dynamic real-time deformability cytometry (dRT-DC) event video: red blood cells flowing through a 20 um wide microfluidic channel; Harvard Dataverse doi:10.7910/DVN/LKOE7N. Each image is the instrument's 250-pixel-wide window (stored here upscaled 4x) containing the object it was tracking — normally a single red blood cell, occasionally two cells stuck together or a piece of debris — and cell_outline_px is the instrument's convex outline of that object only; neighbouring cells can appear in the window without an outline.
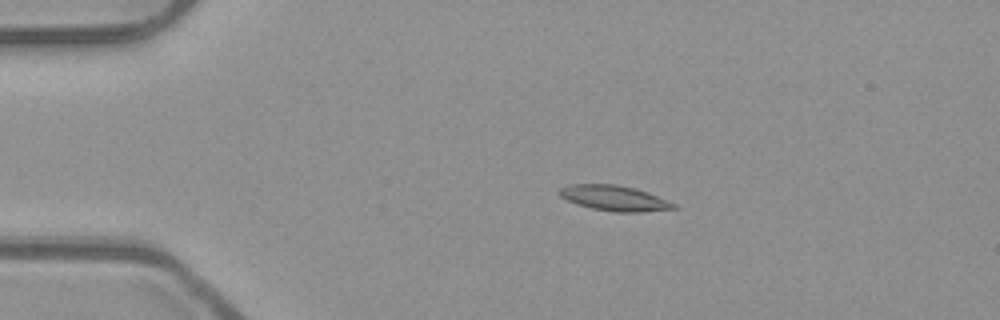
{"species": "common noctule bat (a hibernating species)", "species_latin": "Nyctalus noctula", "temperature_condition": "room temperature", "stored_images_in_passage": 51, "camera_frame_rate_fps": 3000, "um_per_image_px": 0.085, "animal": {"sex": "male", "body_mass_g": 23.1, "forearm_length_mm": 52.7}, "frame": {"image": 1, "passage_image": 9, "time_ms": 2.667, "image_size_px": [1000, 320], "cell_outline_px": [[680, 208], [640, 212], [616, 212], [592, 208], [576, 204], [560, 196], [556, 192], [560, 188], [568, 184], [616, 184], [636, 188], [648, 192], [676, 204]], "centroid_in_image_um": [52.21, 16.83], "position_along_channel_um": 32.8, "area_um2": 16.99}}
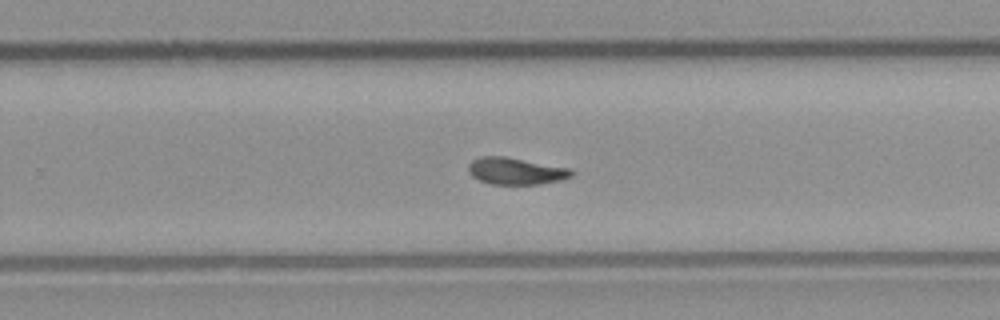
{"frame": {"image": 2, "passage_image": 32, "time_ms": 10.333, "image_size_px": [1000, 320], "cell_outline_px": [[576, 172], [572, 176], [560, 180], [540, 184], [492, 184], [480, 180], [472, 176], [468, 172], [468, 164], [472, 160], [480, 156], [504, 156], [572, 168]], "centroid_in_image_um": [43.87, 14.53], "position_along_channel_um": 285.9, "area_um2": 16.3}}
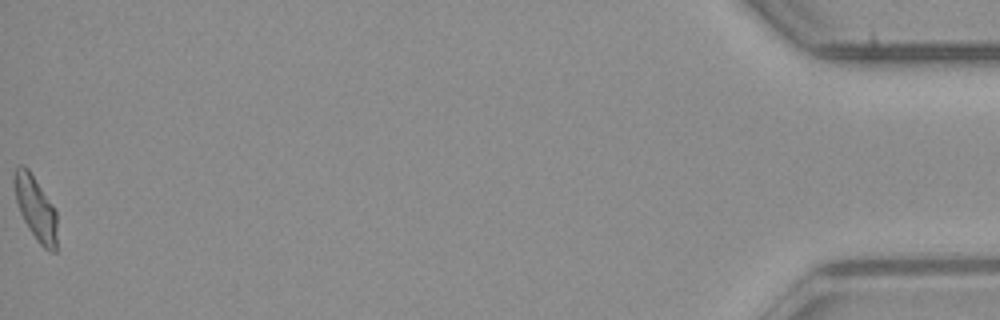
{"frame": {"image": 3, "passage_image": 51, "time_ms": 16.667, "image_size_px": [1000, 320], "cell_outline_px": [[56, 252], [48, 252], [36, 240], [28, 228], [20, 212], [16, 200], [12, 184], [12, 176], [16, 168], [20, 164], [28, 168], [52, 204], [56, 212]], "centroid_in_image_um": [3.0, 17.69], "position_along_channel_um": 432.2, "area_um2": 16.01}, "authors_computed_cell_mechanics": {"area_um2": 16.2996, "velocity_mm_per_s": 3.9615, "shape_relaxation_time_tau1_ms": null, "shape_relaxation_time_tau2_ms": 3.7084, "deformation_change_tau1": null, "deformation_change_tau2": 0.1029}}